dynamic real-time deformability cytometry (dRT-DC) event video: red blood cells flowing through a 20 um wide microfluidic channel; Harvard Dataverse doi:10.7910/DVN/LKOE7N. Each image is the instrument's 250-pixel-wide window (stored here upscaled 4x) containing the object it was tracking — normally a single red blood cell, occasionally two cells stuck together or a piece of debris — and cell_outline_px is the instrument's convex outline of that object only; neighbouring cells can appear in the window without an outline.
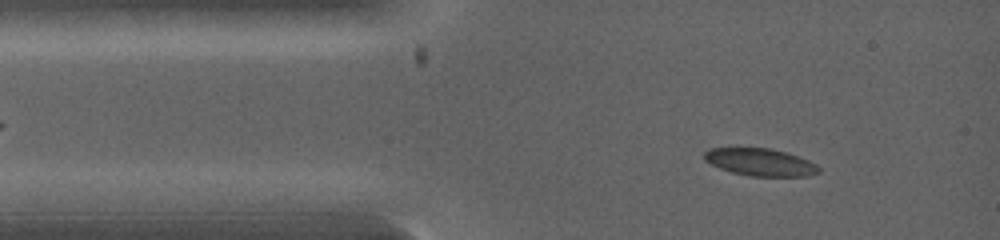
{"species": "common noctule bat (a hibernating species)", "species_latin": "Nyctalus noctula", "temperature_condition": "warm", "stored_images_in_passage": 7, "camera_frame_rate_fps": 5000, "um_per_image_px": 0.085, "animal": {"sex": "female", "body_mass_g": 19.0, "forearm_length_mm": 53.3}, "frame": {"image": 1, "passage_image": 2, "time_ms": 0.4, "image_size_px": [1000, 240], "cell_outline_px": [[820, 172], [808, 176], [752, 176], [732, 172], [720, 168], [704, 160], [704, 152], [708, 148], [768, 148], [788, 152], [808, 160], [816, 164], [820, 168]], "centroid_in_image_um": [64.64, 13.78], "position_along_channel_um": 20.4, "area_um2": 18.26}}
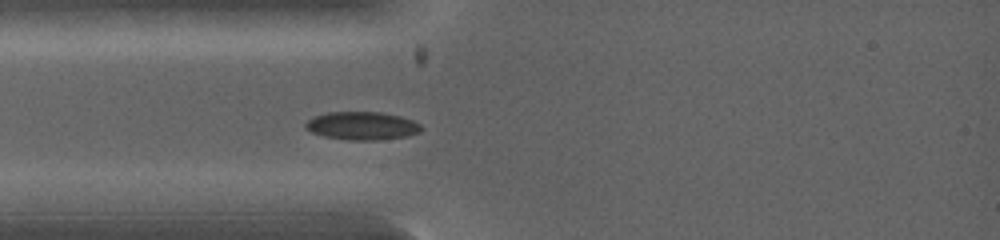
{"frame": {"image": 2, "passage_image": 5, "time_ms": 1.6, "image_size_px": [1000, 240], "cell_outline_px": [[424, 128], [420, 132], [408, 136], [376, 140], [348, 140], [324, 136], [312, 132], [304, 128], [304, 124], [312, 116], [328, 112], [380, 112], [400, 116], [412, 120], [420, 124]], "centroid_in_image_um": [30.77, 10.69], "position_along_channel_um": 54.2, "area_um2": 19.07}}
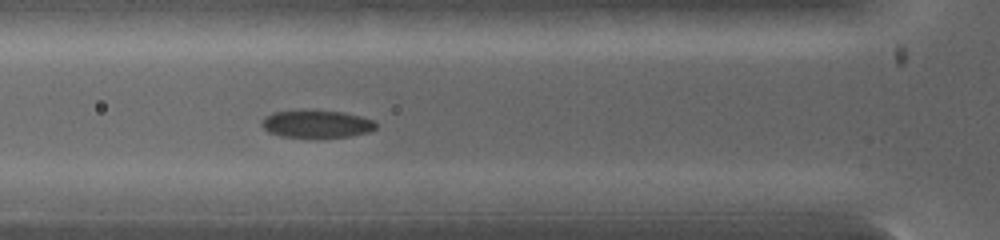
{"frame": {"image": 3, "passage_image": 7, "time_ms": 2.4, "image_size_px": [1000, 240], "cell_outline_px": [[376, 128], [368, 132], [348, 136], [284, 136], [268, 132], [260, 124], [260, 120], [264, 116], [272, 112], [312, 108], [344, 112], [360, 116], [372, 120], [376, 124]], "centroid_in_image_um": [26.85, 10.47], "position_along_channel_um": 98.9, "area_um2": 18.5}}